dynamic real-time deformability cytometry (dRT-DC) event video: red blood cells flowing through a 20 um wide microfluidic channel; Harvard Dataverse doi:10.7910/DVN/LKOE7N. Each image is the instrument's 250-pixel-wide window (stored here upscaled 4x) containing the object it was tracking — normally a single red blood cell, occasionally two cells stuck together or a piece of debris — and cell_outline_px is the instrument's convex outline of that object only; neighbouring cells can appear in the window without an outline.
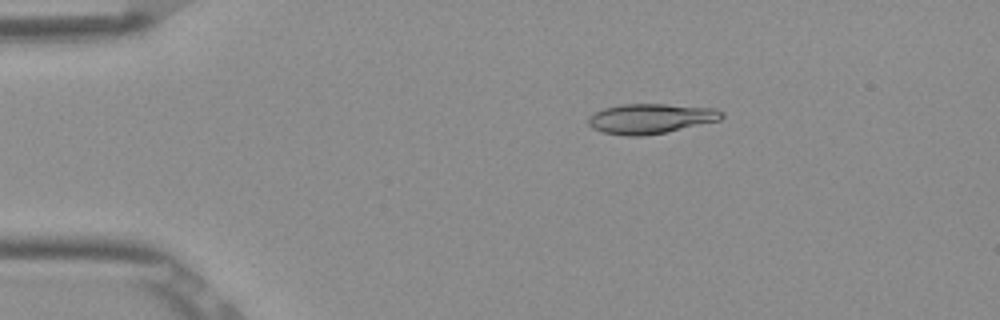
{"species": "Egyptian fruit bat (a non-hibernating species)", "species_latin": "Rousettus aegyptiacus", "temperature_condition": "room temperature", "stored_images_in_passage": 5, "camera_frame_rate_fps": 3000, "um_per_image_px": 0.085, "frame": {"image": 1, "passage_image": 3, "time_ms": 0.667, "image_size_px": [1000, 320], "cell_outline_px": [[724, 116], [720, 120], [664, 132], [640, 136], [624, 136], [604, 132], [592, 128], [588, 124], [588, 116], [592, 112], [604, 108], [620, 104], [664, 104], [716, 108], [724, 112]], "centroid_in_image_um": [55.27, 10.07], "position_along_channel_um": 29.7, "area_um2": 23.29}}